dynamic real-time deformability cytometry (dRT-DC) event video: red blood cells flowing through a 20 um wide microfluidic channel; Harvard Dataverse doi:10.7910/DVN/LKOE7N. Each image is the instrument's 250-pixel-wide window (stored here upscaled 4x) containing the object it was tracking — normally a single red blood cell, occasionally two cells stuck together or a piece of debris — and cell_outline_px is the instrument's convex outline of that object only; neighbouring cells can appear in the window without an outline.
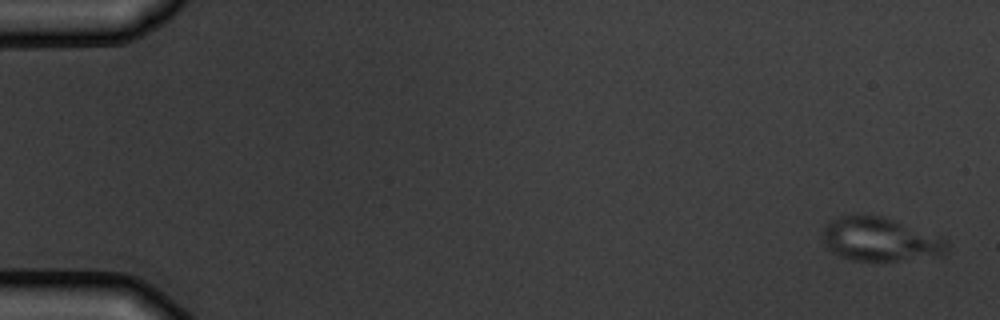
{"species": "common noctule bat (a hibernating species)", "species_latin": "Nyctalus noctula", "temperature_condition": "warm", "stored_images_in_passage": 5, "camera_frame_rate_fps": 3000, "um_per_image_px": 0.085, "animal": {"sex": "male", "body_mass_g": 19.5, "forearm_length_mm": 54.6}, "frame": {"image": 1, "passage_image": 1, "time_ms": 0.0, "image_size_px": [1000, 320], "cell_outline_px": [[948, 252], [944, 256], [896, 260], [852, 260], [840, 256], [832, 252], [824, 244], [820, 236], [824, 228], [832, 220], [840, 216], [880, 216], [892, 220], [944, 240], [948, 244]], "centroid_in_image_um": [74.75, 20.38], "position_along_channel_um": 10.2, "area_um2": 30.81}}